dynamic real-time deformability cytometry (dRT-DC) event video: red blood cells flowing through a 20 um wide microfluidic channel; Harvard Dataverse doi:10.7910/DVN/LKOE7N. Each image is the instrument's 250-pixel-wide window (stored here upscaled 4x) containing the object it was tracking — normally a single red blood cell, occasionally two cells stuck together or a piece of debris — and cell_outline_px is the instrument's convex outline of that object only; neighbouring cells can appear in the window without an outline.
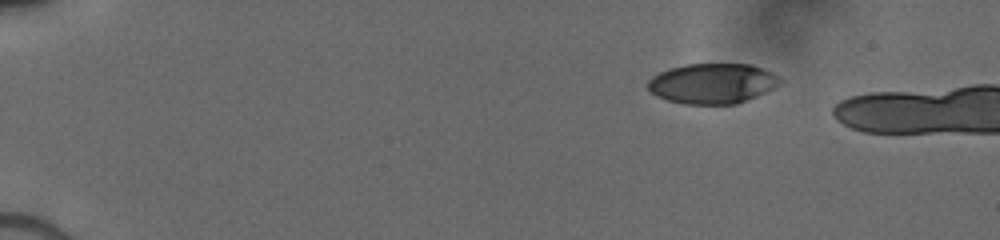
{"species": "human", "species_latin": "Homo sapiens", "temperature_condition": "cold", "stored_images_in_passage": 26, "camera_frame_rate_fps": 3000, "um_per_image_px": 0.085, "donor": {"sex": "male"}, "frame": {"image": 1, "passage_image": 1, "time_ms": 0.0, "image_size_px": [1000, 240], "cell_outline_px": [[784, 80], [780, 84], [756, 96], [736, 104], [684, 104], [668, 100], [656, 96], [648, 88], [648, 80], [652, 76], [660, 72], [672, 68], [688, 64], [752, 64]], "centroid_in_image_um": [60.53, 7.1], "position_along_channel_um": 24.5, "area_um2": 30.63}}
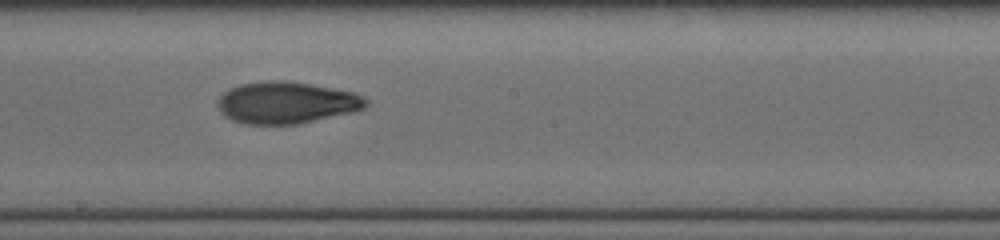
{"frame": {"image": 2, "passage_image": 15, "time_ms": 7.667, "image_size_px": [1000, 240], "cell_outline_px": [[368, 104], [364, 108], [352, 112], [296, 124], [244, 124], [232, 120], [224, 116], [220, 112], [216, 104], [216, 100], [224, 92], [240, 84], [272, 80], [284, 80], [332, 88], [352, 92], [364, 96], [368, 100]], "centroid_in_image_um": [24.31, 8.73], "position_along_channel_um": 223.9, "area_um2": 36.01}}
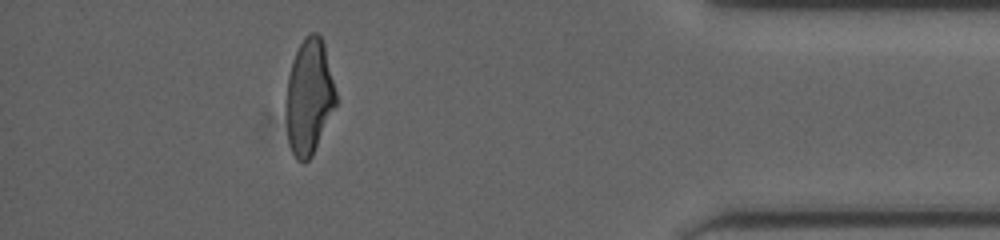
{"frame": {"image": 3, "passage_image": 25, "time_ms": 13.0, "image_size_px": [1000, 240], "cell_outline_px": [[336, 104], [312, 156], [304, 164], [296, 160], [292, 152], [288, 140], [284, 104], [288, 76], [292, 60], [304, 36], [308, 32], [316, 32], [320, 36], [324, 44], [336, 92]], "centroid_in_image_um": [26.24, 8.24], "position_along_channel_um": 409.0, "area_um2": 33.81}}